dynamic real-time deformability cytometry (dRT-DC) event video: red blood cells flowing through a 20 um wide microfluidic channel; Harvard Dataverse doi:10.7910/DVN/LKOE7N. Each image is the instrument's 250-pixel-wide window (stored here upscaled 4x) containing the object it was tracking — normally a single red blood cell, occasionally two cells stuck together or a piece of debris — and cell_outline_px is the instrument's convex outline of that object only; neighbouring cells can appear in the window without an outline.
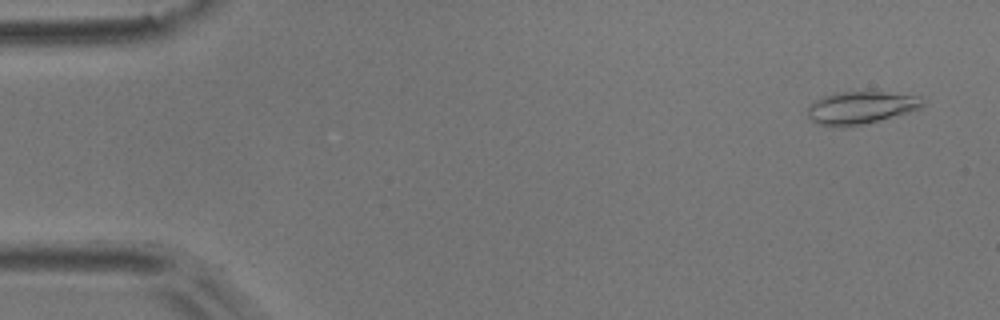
{"species": "common noctule bat (a hibernating species)", "species_latin": "Nyctalus noctula", "temperature_condition": "room temperature", "stored_images_in_passage": 2, "camera_frame_rate_fps": 3000, "um_per_image_px": 0.085, "animal": {"sex": "male", "body_mass_g": 17.9}, "frame": {"image": 1, "passage_image": 2, "time_ms": 0.333, "image_size_px": [1000, 320], "cell_outline_px": [[924, 104], [920, 108], [908, 112], [864, 124], [840, 128], [832, 128], [816, 124], [808, 116], [808, 104], [824, 96], [836, 92], [884, 92], [920, 96]], "centroid_in_image_um": [73.1, 9.17], "position_along_channel_um": 11.9, "area_um2": 21.91}}